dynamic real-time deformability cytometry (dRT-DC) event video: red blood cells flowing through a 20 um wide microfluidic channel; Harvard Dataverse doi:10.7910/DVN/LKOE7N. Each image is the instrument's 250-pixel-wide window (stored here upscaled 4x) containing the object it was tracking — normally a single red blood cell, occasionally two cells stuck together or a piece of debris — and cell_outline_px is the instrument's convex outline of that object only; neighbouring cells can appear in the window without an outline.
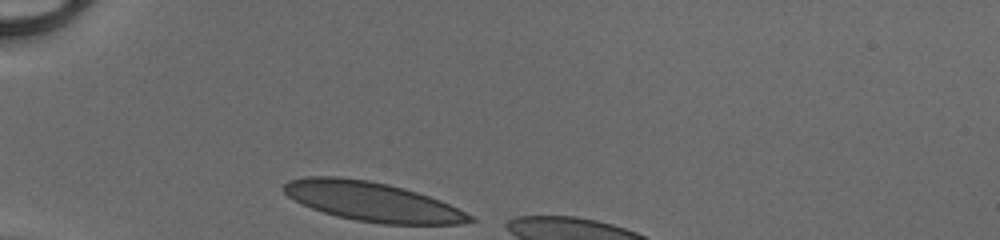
{"species": "human", "species_latin": "Homo sapiens", "temperature_condition": "cold", "stored_images_in_passage": 7, "camera_frame_rate_fps": 3000, "um_per_image_px": 0.085, "donor": {"sex": "male"}, "frame": {"image": 1, "passage_image": 1, "time_ms": 0.0, "image_size_px": [1000, 240], "cell_outline_px": [[476, 220], [460, 224], [380, 224], [356, 220], [336, 216], [300, 204], [288, 196], [280, 188], [288, 180], [308, 176], [340, 176], [368, 180], [388, 184], [416, 192], [440, 200], [476, 216]], "centroid_in_image_um": [31.63, 17.13], "position_along_channel_um": 53.4, "area_um2": 42.71}}